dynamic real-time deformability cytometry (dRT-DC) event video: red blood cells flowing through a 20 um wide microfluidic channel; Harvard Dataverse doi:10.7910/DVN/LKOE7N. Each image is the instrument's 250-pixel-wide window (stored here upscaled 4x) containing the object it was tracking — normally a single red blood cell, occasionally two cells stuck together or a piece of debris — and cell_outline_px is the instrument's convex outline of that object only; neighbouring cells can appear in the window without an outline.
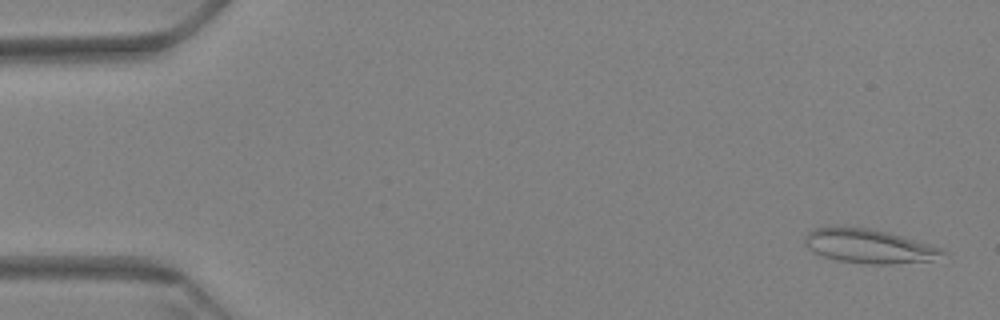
{"species": "Egyptian fruit bat (a non-hibernating species)", "species_latin": "Rousettus aegyptiacus", "temperature_condition": "warm", "stored_images_in_passage": 62, "camera_frame_rate_fps": 3000, "um_per_image_px": 0.085, "animal": {"sex": "female"}, "frame": {"image": 1, "passage_image": 2, "time_ms": 0.333, "image_size_px": [1000, 320], "cell_outline_px": [[948, 252], [932, 260], [888, 264], [864, 264], [836, 260], [824, 256], [808, 248], [804, 244], [804, 236], [812, 228], [868, 228], [888, 232], [944, 248]], "centroid_in_image_um": [73.88, 20.94], "position_along_channel_um": 11.1, "area_um2": 27.05}}
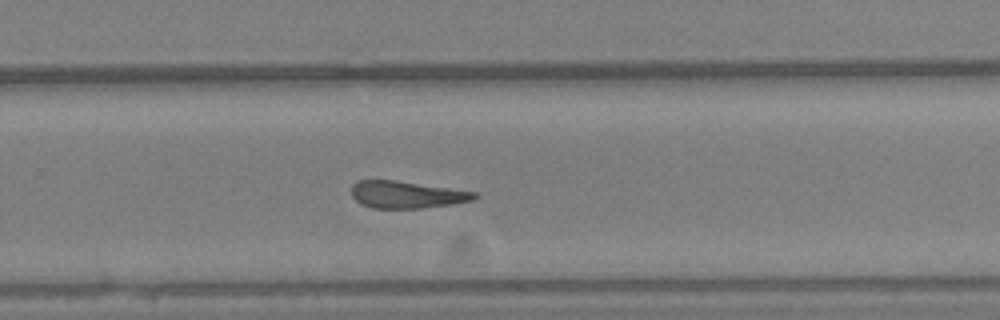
{"frame": {"image": 2, "passage_image": 41, "time_ms": 13.333, "image_size_px": [1000, 320], "cell_outline_px": [[476, 196], [472, 200], [452, 204], [424, 208], [372, 208], [360, 204], [352, 196], [352, 184], [360, 180], [396, 180], [476, 192]], "centroid_in_image_um": [34.52, 16.54], "position_along_channel_um": 295.3, "area_um2": 19.31}}
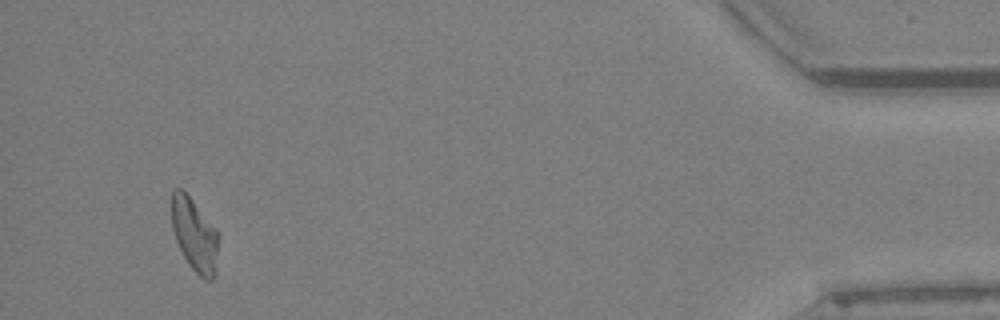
{"frame": {"image": 3, "passage_image": 59, "time_ms": 19.333, "image_size_px": [1000, 320], "cell_outline_px": [[220, 236], [216, 272], [212, 280], [204, 280], [188, 264], [176, 240], [172, 228], [172, 192], [176, 188], [180, 188], [192, 200], [216, 228]], "centroid_in_image_um": [16.58, 20.0], "position_along_channel_um": 418.6, "area_um2": 20.0}, "authors_computed_cell_mechanics": {"area_um2": 20.7213, "velocity_mm_per_s": 3.2605, "shape_relaxation_time_tau1_ms": null, "shape_relaxation_time_tau2_ms": 7.0574, "deformation_change_tau1": null, "deformation_change_tau2": 0.1725}}